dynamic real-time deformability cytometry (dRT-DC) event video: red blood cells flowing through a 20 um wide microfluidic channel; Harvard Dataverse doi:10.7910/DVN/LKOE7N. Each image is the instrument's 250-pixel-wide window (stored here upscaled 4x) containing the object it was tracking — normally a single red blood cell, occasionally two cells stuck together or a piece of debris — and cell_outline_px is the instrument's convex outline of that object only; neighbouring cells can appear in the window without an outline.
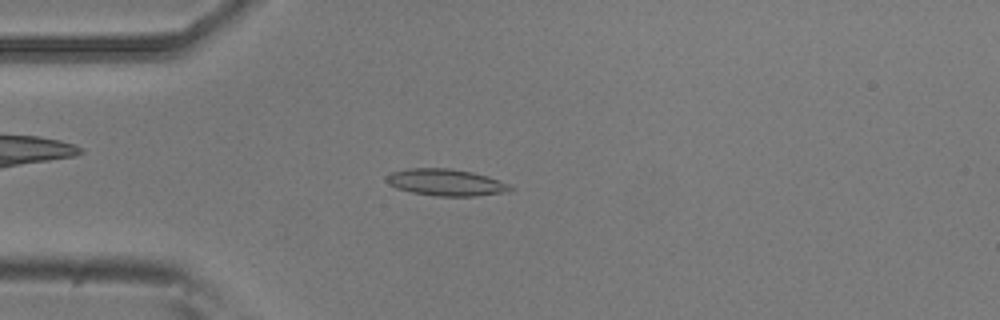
{"species": "common noctule bat (a hibernating species)", "species_latin": "Nyctalus noctula", "temperature_condition": "room temperature", "stored_images_in_passage": 21, "camera_frame_rate_fps": 3000, "um_per_image_px": 0.085, "animal": {"sex": "male", "body_mass_g": 20.5, "forearm_length_mm": 52.5}, "frame": {"image": 1, "passage_image": 8, "time_ms": 2.333, "image_size_px": [1000, 320], "cell_outline_px": [[516, 188], [508, 192], [476, 196], [436, 196], [412, 192], [396, 188], [388, 184], [384, 180], [392, 172], [408, 168], [448, 168], [472, 172], [488, 176], [508, 184]], "centroid_in_image_um": [37.92, 15.51], "position_along_channel_um": 47.1, "area_um2": 19.36}}
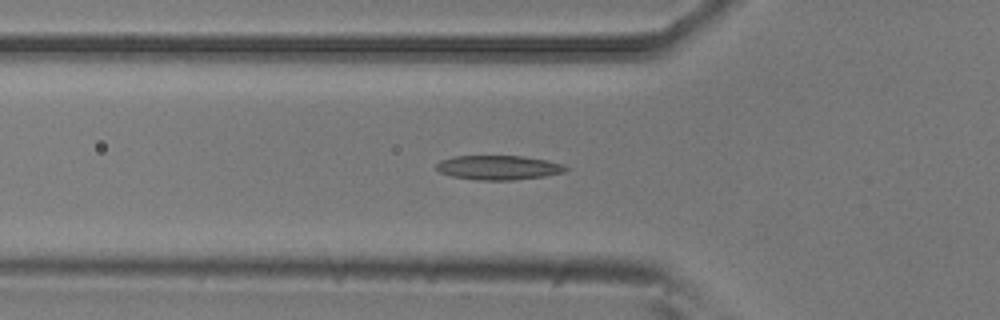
{"frame": {"image": 2, "passage_image": 12, "time_ms": 3.667, "image_size_px": [1000, 320], "cell_outline_px": [[568, 168], [564, 172], [544, 176], [512, 180], [476, 180], [452, 176], [440, 172], [436, 168], [436, 164], [440, 160], [452, 156], [520, 156], [548, 160], [564, 164]], "centroid_in_image_um": [42.36, 14.24], "position_along_channel_um": 83.4, "area_um2": 18.38}}
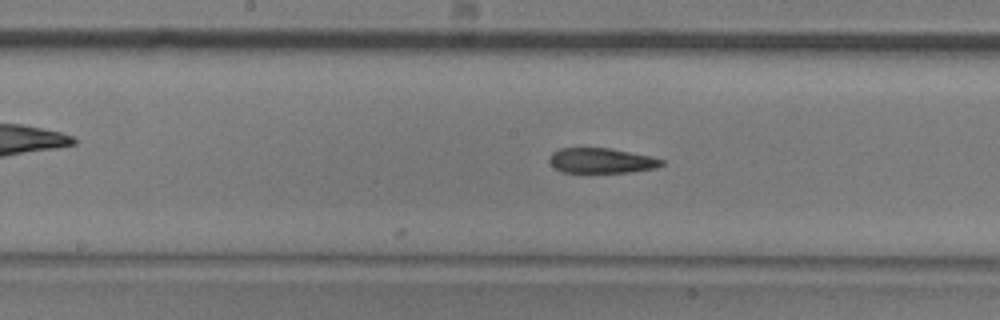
{"frame": {"image": 3, "passage_image": 21, "time_ms": 6.667, "image_size_px": [1000, 320], "cell_outline_px": [[664, 164], [656, 168], [632, 172], [560, 172], [548, 160], [552, 152], [560, 148], [608, 148], [652, 156], [664, 160]], "centroid_in_image_um": [51.14, 13.65], "position_along_channel_um": 197.1, "area_um2": 16.42}}